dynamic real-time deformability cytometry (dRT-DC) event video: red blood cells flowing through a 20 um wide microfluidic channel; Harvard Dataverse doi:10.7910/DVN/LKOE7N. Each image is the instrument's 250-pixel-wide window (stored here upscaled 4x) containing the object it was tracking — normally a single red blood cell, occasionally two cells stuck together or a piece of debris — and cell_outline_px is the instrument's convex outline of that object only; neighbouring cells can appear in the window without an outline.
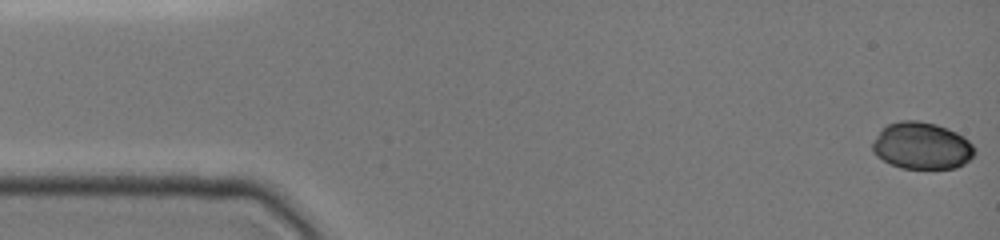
{"species": "common noctule bat (a hibernating species)", "species_latin": "Nyctalus noctula", "temperature_condition": "cold", "stored_images_in_passage": 29, "camera_frame_rate_fps": 3000, "um_per_image_px": 0.085, "animal": {"sex": "female", "body_mass_g": 19.0, "forearm_length_mm": 51.5}, "frame": {"image": 1, "passage_image": 1, "time_ms": 0.0, "image_size_px": [1000, 240], "cell_outline_px": [[976, 152], [964, 164], [956, 168], [900, 168], [876, 156], [872, 152], [872, 144], [880, 128], [888, 124], [900, 120], [916, 120], [936, 124], [948, 128], [964, 136], [976, 148]], "centroid_in_image_um": [78.35, 12.38], "position_along_channel_um": 6.7, "area_um2": 28.09}}
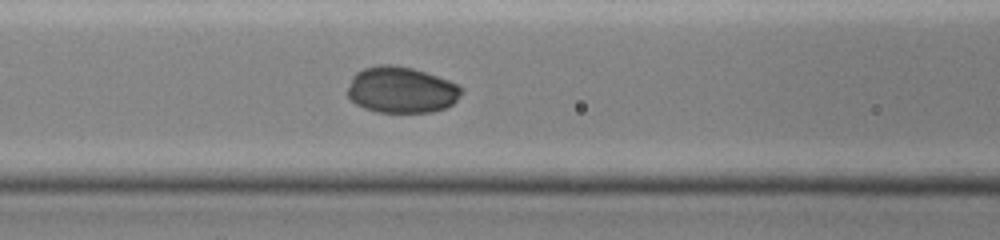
{"frame": {"image": 2, "passage_image": 12, "time_ms": 6.333, "image_size_px": [1000, 240], "cell_outline_px": [[464, 92], [452, 104], [444, 108], [432, 112], [376, 112], [364, 108], [356, 104], [348, 96], [348, 88], [352, 76], [356, 72], [364, 68], [380, 64], [392, 64], [412, 68], [448, 80], [464, 88]], "centroid_in_image_um": [34.11, 7.64], "position_along_channel_um": 132.5, "area_um2": 30.69}}
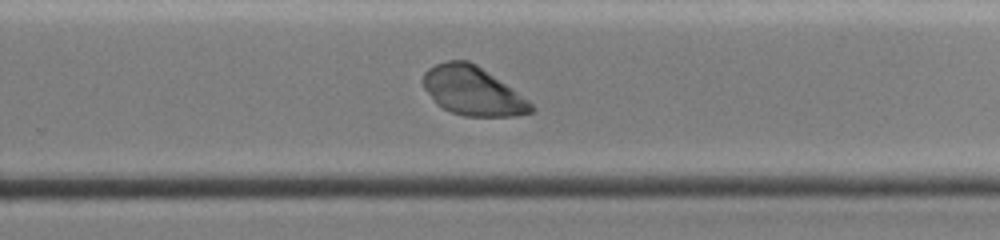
{"frame": {"image": 3, "passage_image": 20, "time_ms": 10.333, "image_size_px": [1000, 240], "cell_outline_px": [[536, 108], [532, 112], [516, 116], [464, 116], [452, 112], [436, 104], [424, 88], [420, 80], [424, 72], [428, 68], [436, 64], [448, 60], [468, 60], [476, 64], [528, 100]], "centroid_in_image_um": [40.13, 7.73], "position_along_channel_um": 289.7, "area_um2": 30.58}}